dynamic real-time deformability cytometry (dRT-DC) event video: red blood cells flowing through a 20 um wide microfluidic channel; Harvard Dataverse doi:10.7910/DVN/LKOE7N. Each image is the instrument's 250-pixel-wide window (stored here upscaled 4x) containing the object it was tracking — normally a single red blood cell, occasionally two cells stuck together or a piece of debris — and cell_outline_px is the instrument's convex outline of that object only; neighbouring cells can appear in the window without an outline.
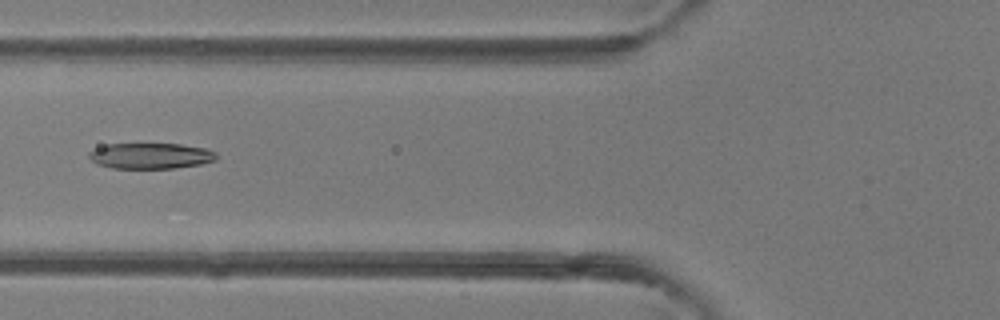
{"species": "common noctule bat (a hibernating species)", "species_latin": "Nyctalus noctula", "temperature_condition": "room temperature", "stored_images_in_passage": 3, "camera_frame_rate_fps": 3000, "um_per_image_px": 0.085, "animal": {"sex": "female"}, "frame": {"image": 1, "passage_image": 3, "time_ms": 2.333, "image_size_px": [1000, 320], "cell_outline_px": [[216, 160], [200, 164], [176, 168], [112, 168], [96, 164], [88, 156], [88, 152], [96, 148], [108, 144], [180, 144], [208, 148], [216, 152]], "centroid_in_image_um": [12.82, 13.24], "position_along_channel_um": 113.0, "area_um2": 19.19}}